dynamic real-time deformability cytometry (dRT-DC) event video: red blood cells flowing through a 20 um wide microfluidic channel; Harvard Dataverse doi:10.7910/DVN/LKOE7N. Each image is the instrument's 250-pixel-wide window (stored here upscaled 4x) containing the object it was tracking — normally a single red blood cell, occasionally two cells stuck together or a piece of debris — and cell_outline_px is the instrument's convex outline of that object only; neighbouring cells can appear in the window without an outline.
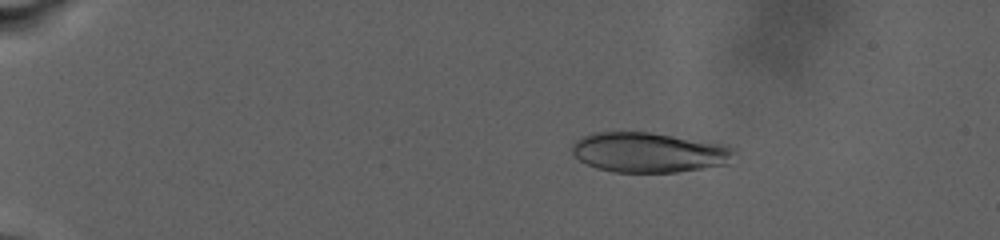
{"species": "human", "species_latin": "Homo sapiens", "temperature_condition": "warm", "stored_images_in_passage": 51, "camera_frame_rate_fps": 3000, "um_per_image_px": 0.085, "donor": {"sex": "male"}, "frame": {"image": 1, "passage_image": 16, "time_ms": 5.333, "image_size_px": [1000, 240], "cell_outline_px": [[736, 152], [728, 164], [676, 172], [612, 172], [596, 168], [580, 160], [572, 152], [572, 144], [576, 140], [592, 132], [648, 132], [720, 144], [732, 148]], "centroid_in_image_um": [55.12, 12.96], "position_along_channel_um": 29.9, "area_um2": 37.4}}
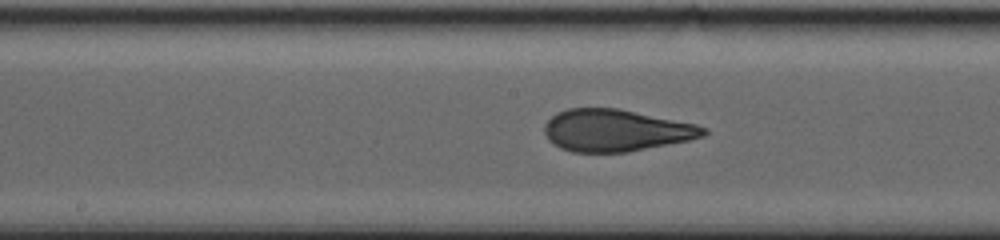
{"frame": {"image": 2, "passage_image": 38, "time_ms": 16.0, "image_size_px": [1000, 240], "cell_outline_px": [[708, 132], [704, 136], [688, 140], [628, 152], [572, 152], [560, 148], [552, 144], [548, 140], [544, 132], [544, 124], [556, 112], [568, 108], [620, 108], [696, 124], [708, 128]], "centroid_in_image_um": [52.33, 11.08], "position_along_channel_um": 195.9, "area_um2": 39.13}}
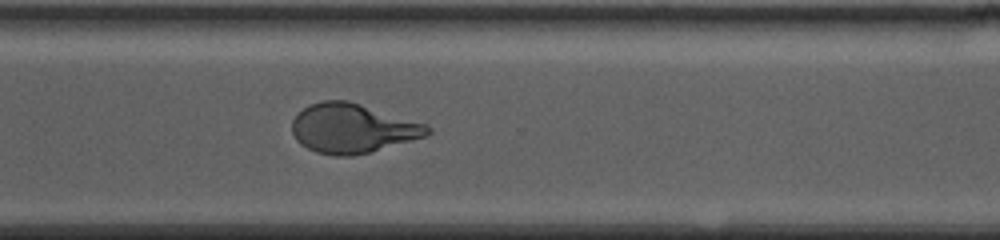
{"frame": {"image": 3, "passage_image": 51, "time_ms": 21.667, "image_size_px": [1000, 240], "cell_outline_px": [[432, 132], [428, 136], [368, 152], [352, 156], [336, 156], [316, 152], [300, 144], [296, 140], [292, 132], [292, 120], [296, 112], [308, 104], [324, 100], [348, 100], [428, 124], [432, 128]], "centroid_in_image_um": [29.96, 10.89], "position_along_channel_um": 340.6, "area_um2": 39.3}}